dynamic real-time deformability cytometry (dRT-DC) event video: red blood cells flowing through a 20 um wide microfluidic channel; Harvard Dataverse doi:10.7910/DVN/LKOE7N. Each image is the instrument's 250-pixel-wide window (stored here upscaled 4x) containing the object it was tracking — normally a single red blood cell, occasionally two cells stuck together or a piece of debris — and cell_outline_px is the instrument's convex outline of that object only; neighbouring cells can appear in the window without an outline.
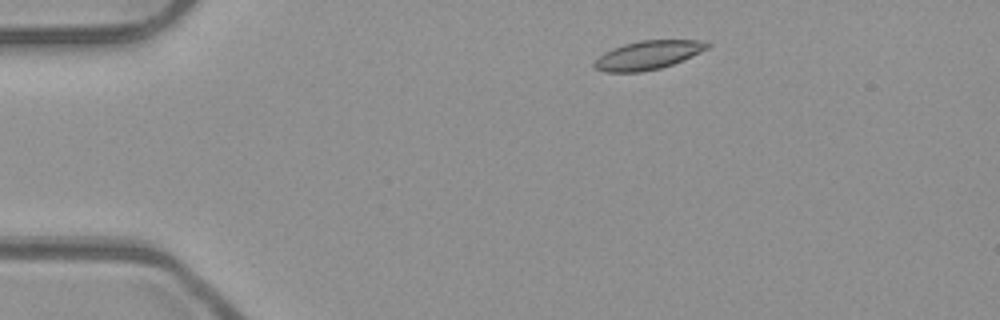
{"species": "common noctule bat (a hibernating species)", "species_latin": "Nyctalus noctula", "temperature_condition": "room temperature", "stored_images_in_passage": 44, "camera_frame_rate_fps": 3000, "um_per_image_px": 0.085, "animal": {"sex": "male", "body_mass_g": 23.1, "forearm_length_mm": 52.7}, "frame": {"image": 1, "passage_image": 1, "time_ms": 0.0, "image_size_px": [1000, 320], "cell_outline_px": [[712, 44], [708, 48], [700, 52], [672, 64], [660, 68], [640, 72], [604, 72], [592, 68], [592, 64], [604, 52], [612, 48], [624, 44], [640, 40], [704, 40]], "centroid_in_image_um": [55.05, 4.68], "position_along_channel_um": 30.0, "area_um2": 18.9}}
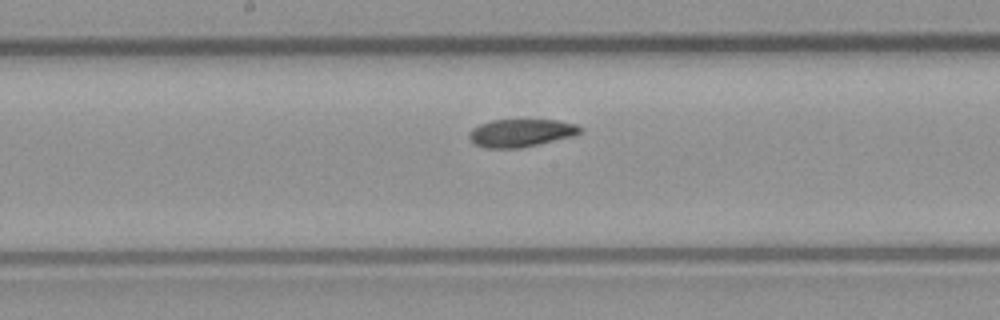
{"frame": {"image": 2, "passage_image": 19, "time_ms": 6.0, "image_size_px": [1000, 320], "cell_outline_px": [[584, 128], [580, 132], [572, 136], [520, 148], [484, 148], [476, 144], [468, 136], [468, 132], [472, 128], [480, 124], [492, 120], [560, 120], [576, 124]], "centroid_in_image_um": [44.27, 11.29], "position_along_channel_um": 203.9, "area_um2": 17.92}}
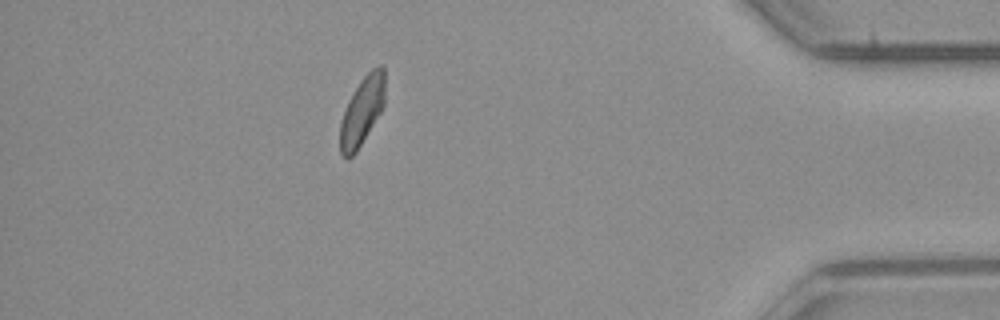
{"frame": {"image": 3, "passage_image": 38, "time_ms": 12.333, "image_size_px": [1000, 320], "cell_outline_px": [[384, 104], [380, 112], [356, 152], [348, 160], [340, 152], [340, 124], [348, 100], [360, 80], [372, 68], [380, 64], [384, 64]], "centroid_in_image_um": [30.77, 9.41], "position_along_channel_um": 404.4, "area_um2": 17.69}, "authors_computed_cell_mechanics": {"area_um2": 18.4093, "velocity_mm_per_s": 3.9117, "shape_relaxation_time_tau1_ms": 8.5162, "shape_relaxation_time_tau2_ms": null, "deformation_change_tau1": 0.1285, "deformation_change_tau2": null}}